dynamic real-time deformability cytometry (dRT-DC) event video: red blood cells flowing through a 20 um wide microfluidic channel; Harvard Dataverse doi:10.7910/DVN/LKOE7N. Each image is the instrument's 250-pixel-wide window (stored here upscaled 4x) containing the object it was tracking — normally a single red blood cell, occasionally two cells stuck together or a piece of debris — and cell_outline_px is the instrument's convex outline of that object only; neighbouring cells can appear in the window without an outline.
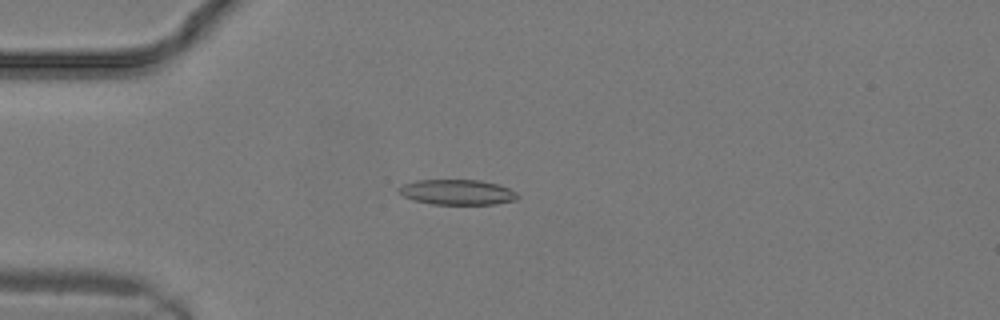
{"species": "common noctule bat (a hibernating species)", "species_latin": "Nyctalus noctula", "temperature_condition": "warm", "stored_images_in_passage": 7, "camera_frame_rate_fps": 3000, "um_per_image_px": 0.085, "animal": {"sex": "male", "body_mass_g": 19.2, "forearm_length_mm": 51.8}, "frame": {"image": 1, "passage_image": 6, "time_ms": 1.667, "image_size_px": [1000, 320], "cell_outline_px": [[520, 196], [516, 200], [496, 204], [432, 204], [416, 200], [404, 196], [396, 192], [396, 188], [404, 184], [416, 180], [480, 180], [496, 184], [508, 188], [516, 192]], "centroid_in_image_um": [38.86, 16.33], "position_along_channel_um": 46.1, "area_um2": 17.46}}